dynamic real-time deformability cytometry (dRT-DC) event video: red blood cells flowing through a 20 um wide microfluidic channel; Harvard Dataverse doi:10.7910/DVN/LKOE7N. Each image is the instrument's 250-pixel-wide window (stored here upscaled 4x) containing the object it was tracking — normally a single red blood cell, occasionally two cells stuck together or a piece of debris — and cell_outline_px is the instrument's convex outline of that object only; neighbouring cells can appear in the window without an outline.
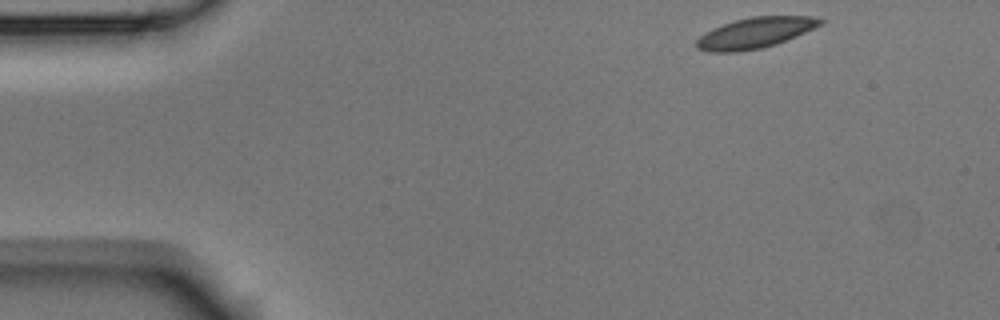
{"species": "Egyptian fruit bat (a non-hibernating species)", "species_latin": "Rousettus aegyptiacus", "temperature_condition": "room temperature", "stored_images_in_passage": 6, "camera_frame_rate_fps": 3000, "um_per_image_px": 0.085, "animal": {"sex": "male"}, "frame": {"image": 1, "passage_image": 1, "time_ms": 0.0, "image_size_px": [1000, 320], "cell_outline_px": [[824, 24], [796, 36], [776, 44], [760, 48], [740, 52], [708, 52], [696, 48], [696, 40], [700, 36], [712, 28], [736, 20], [752, 16], [816, 16], [824, 20]], "centroid_in_image_um": [64.2, 2.79], "position_along_channel_um": 20.8, "area_um2": 22.2}}
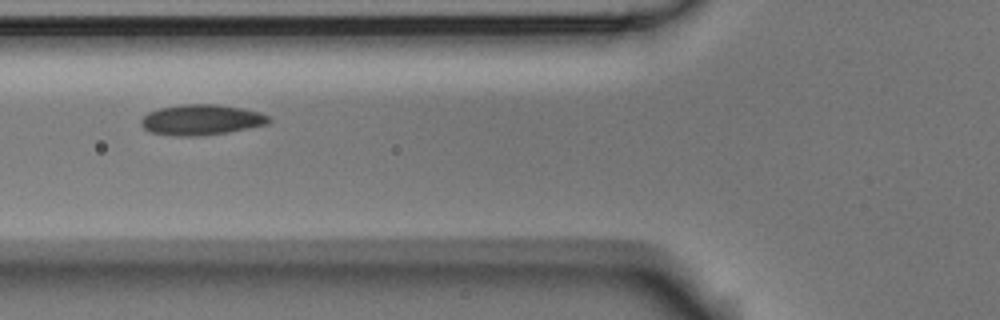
{"frame": {"image": 2, "passage_image": 5, "time_ms": 1.333, "image_size_px": [1000, 320], "cell_outline_px": [[272, 120], [268, 124], [228, 132], [200, 136], [172, 136], [148, 132], [140, 124], [140, 120], [148, 112], [160, 108], [184, 104], [216, 104], [240, 108], [260, 112], [272, 116]], "centroid_in_image_um": [17.12, 10.19], "position_along_channel_um": 108.7, "area_um2": 22.95}}
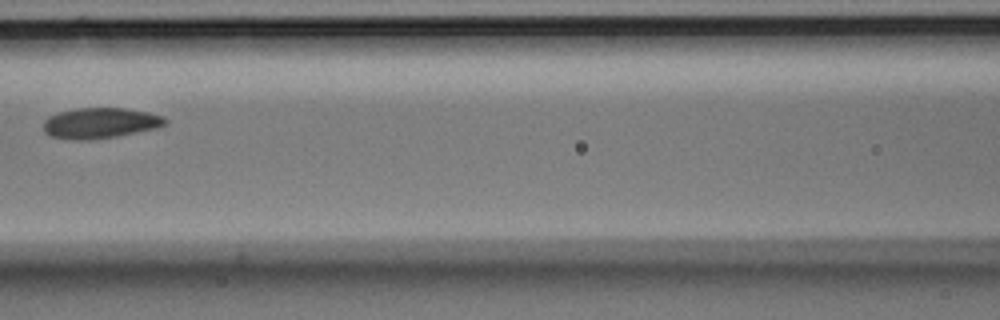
{"frame": {"image": 3, "passage_image": 6, "time_ms": 1.667, "image_size_px": [1000, 320], "cell_outline_px": [[168, 120], [164, 124], [156, 128], [116, 136], [92, 140], [72, 140], [48, 136], [44, 132], [44, 120], [48, 116], [56, 112], [76, 108], [124, 108], [148, 112], [164, 116]], "centroid_in_image_um": [8.46, 10.46], "position_along_channel_um": 158.1, "area_um2": 21.91}}